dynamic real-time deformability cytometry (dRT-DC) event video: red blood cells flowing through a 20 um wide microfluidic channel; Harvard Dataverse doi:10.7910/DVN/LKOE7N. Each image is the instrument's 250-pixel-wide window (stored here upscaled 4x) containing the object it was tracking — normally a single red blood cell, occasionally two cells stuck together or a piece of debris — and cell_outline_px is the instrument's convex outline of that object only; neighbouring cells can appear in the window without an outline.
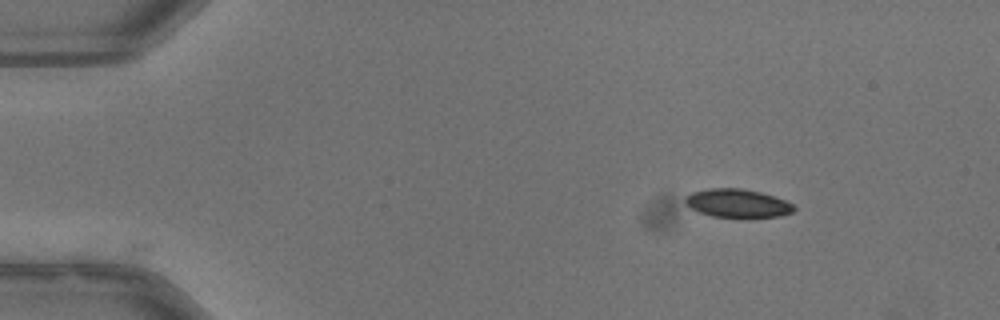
{"species": "common noctule bat (a hibernating species)", "species_latin": "Nyctalus noctula", "temperature_condition": "warm", "stored_images_in_passage": 33, "camera_frame_rate_fps": 3000, "um_per_image_px": 0.085, "animal": {"sex": "male", "body_mass_g": 13.3}, "frame": {"image": 1, "passage_image": 1, "time_ms": 0.0, "image_size_px": [1000, 320], "cell_outline_px": [[796, 208], [792, 212], [780, 216], [748, 220], [744, 220], [712, 216], [700, 212], [692, 208], [684, 200], [684, 196], [692, 192], [708, 188], [740, 188], [760, 192], [784, 200], [792, 204]], "centroid_in_image_um": [62.7, 17.32], "position_along_channel_um": 22.3, "area_um2": 18.55}}
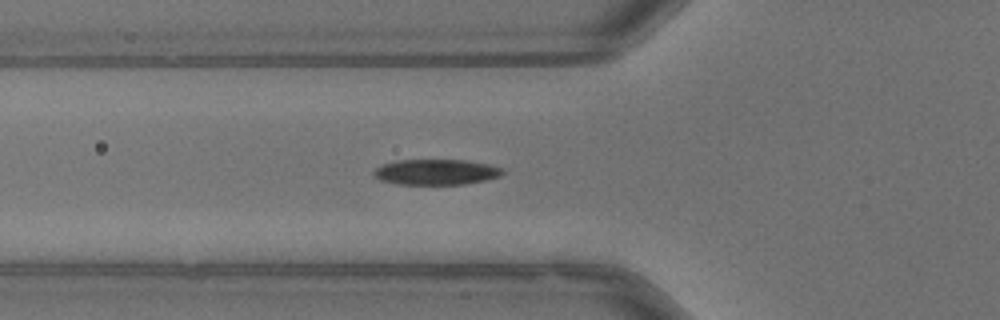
{"frame": {"image": 2, "passage_image": 13, "time_ms": 4.0, "image_size_px": [1000, 320], "cell_outline_px": [[504, 172], [500, 176], [484, 180], [464, 184], [396, 184], [380, 180], [372, 176], [372, 172], [376, 168], [384, 164], [400, 160], [468, 160], [488, 164], [500, 168]], "centroid_in_image_um": [37.03, 14.62], "position_along_channel_um": 88.8, "area_um2": 19.07}}
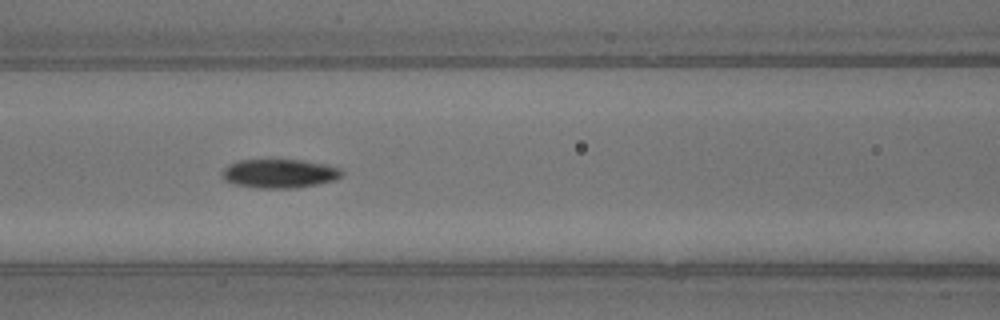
{"frame": {"image": 3, "passage_image": 17, "time_ms": 5.333, "image_size_px": [1000, 320], "cell_outline_px": [[344, 172], [336, 180], [296, 188], [256, 188], [236, 184], [224, 180], [220, 176], [220, 172], [228, 164], [236, 160], [300, 160], [324, 164], [340, 168]], "centroid_in_image_um": [23.71, 14.75], "position_along_channel_um": 142.9, "area_um2": 20.23}}